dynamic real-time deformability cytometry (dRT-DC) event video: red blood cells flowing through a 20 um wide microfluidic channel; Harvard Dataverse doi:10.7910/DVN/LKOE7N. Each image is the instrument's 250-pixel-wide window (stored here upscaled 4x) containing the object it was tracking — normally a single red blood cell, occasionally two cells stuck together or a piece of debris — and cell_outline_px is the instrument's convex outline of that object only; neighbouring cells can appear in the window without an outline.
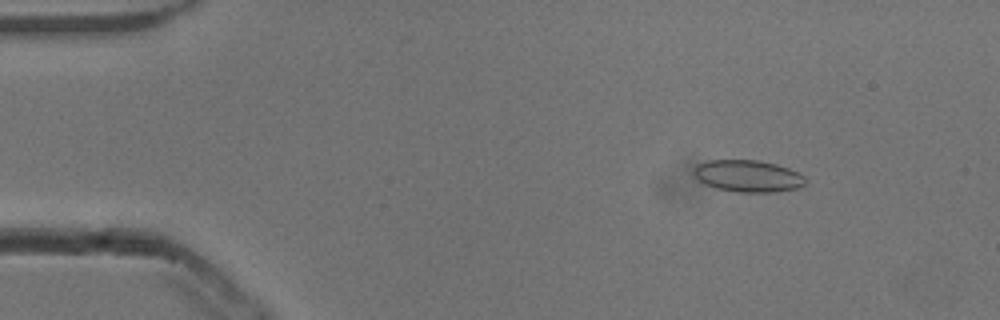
{"species": "common noctule bat (a hibernating species)", "species_latin": "Nyctalus noctula", "temperature_condition": "cold", "stored_images_in_passage": 48, "camera_frame_rate_fps": 3000, "um_per_image_px": 0.085, "animal": {"sex": "male", "body_mass_g": 13.3}, "frame": {"image": 1, "passage_image": 2, "time_ms": 0.333, "image_size_px": [1000, 320], "cell_outline_px": [[804, 184], [800, 188], [776, 192], [736, 192], [716, 188], [704, 184], [692, 172], [696, 164], [708, 160], [760, 160], [776, 164], [788, 168], [804, 176]], "centroid_in_image_um": [63.56, 14.96], "position_along_channel_um": 21.4, "area_um2": 20.81}}
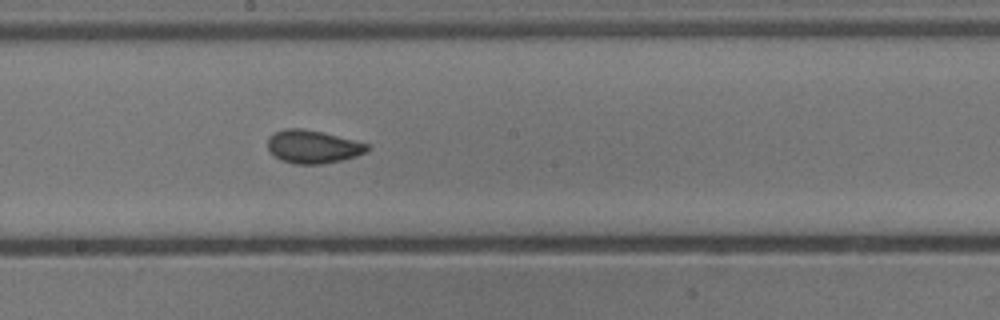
{"frame": {"image": 2, "passage_image": 24, "time_ms": 7.667, "image_size_px": [1000, 320], "cell_outline_px": [[372, 148], [356, 156], [340, 160], [320, 164], [296, 164], [280, 160], [268, 148], [268, 136], [284, 128], [300, 128], [324, 132], [368, 144]], "centroid_in_image_um": [26.59, 12.46], "position_along_channel_um": 221.6, "area_um2": 19.07}}
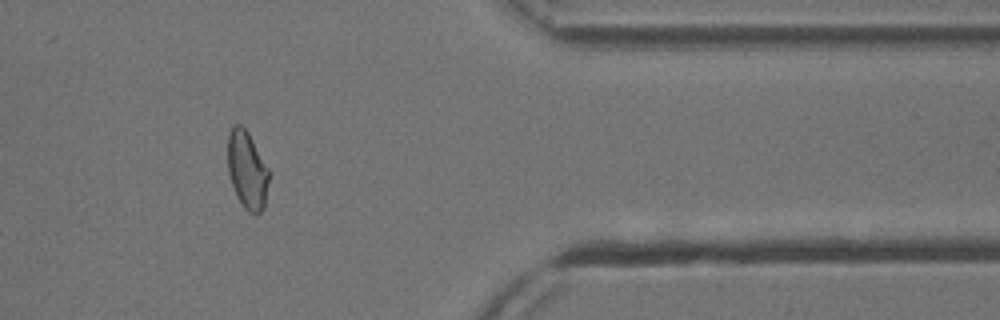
{"frame": {"image": 3, "passage_image": 39, "time_ms": 12.667, "image_size_px": [1000, 320], "cell_outline_px": [[268, 180], [264, 208], [260, 212], [248, 212], [244, 208], [236, 196], [228, 172], [228, 132], [236, 124], [240, 124], [248, 132], [268, 168]], "centroid_in_image_um": [20.99, 14.45], "position_along_channel_um": 390.4, "area_um2": 18.38}, "authors_computed_cell_mechanics": {"area_um2": 19.2185, "velocity_mm_per_s": 3.8433, "shape_relaxation_time_tau1_ms": 5.5275, "shape_relaxation_time_tau2_ms": 1.7741, "deformation_change_tau1": 0.11, "deformation_change_tau2": 0.0533}}